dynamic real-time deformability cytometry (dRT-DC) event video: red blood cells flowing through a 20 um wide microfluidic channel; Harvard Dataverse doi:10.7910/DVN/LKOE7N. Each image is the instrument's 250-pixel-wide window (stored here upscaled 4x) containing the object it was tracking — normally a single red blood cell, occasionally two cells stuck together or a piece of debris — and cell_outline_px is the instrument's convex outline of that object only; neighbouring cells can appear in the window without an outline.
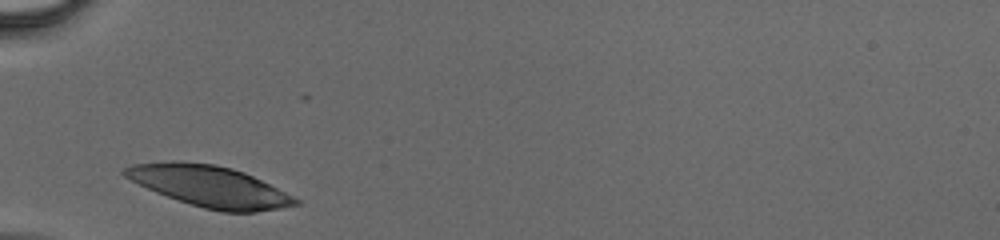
{"species": "human", "species_latin": "Homo sapiens", "temperature_condition": "cold", "stored_images_in_passage": 23, "camera_frame_rate_fps": 3000, "um_per_image_px": 0.085, "donor": {"sex": "male"}, "frame": {"image": 1, "passage_image": 1, "time_ms": 0.0, "image_size_px": [1000, 240], "cell_outline_px": [[300, 204], [280, 208], [256, 212], [224, 212], [204, 208], [156, 192], [124, 176], [120, 172], [124, 168], [132, 164], [216, 164], [232, 168], [244, 172], [300, 200]], "centroid_in_image_um": [17.88, 15.88], "position_along_channel_um": 67.1, "area_um2": 39.25}}
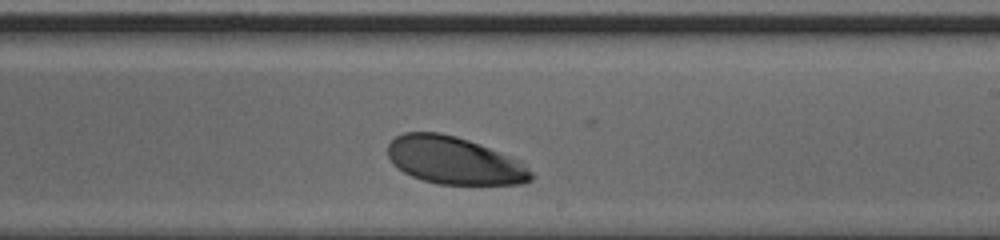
{"frame": {"image": 2, "passage_image": 14, "time_ms": 4.333, "image_size_px": [1000, 240], "cell_outline_px": [[532, 180], [520, 184], [436, 184], [412, 176], [404, 172], [392, 164], [388, 156], [388, 144], [396, 136], [404, 132], [440, 132], [456, 136], [468, 140], [520, 160], [532, 172]], "centroid_in_image_um": [38.59, 13.64], "position_along_channel_um": 250.4, "area_um2": 39.54}}
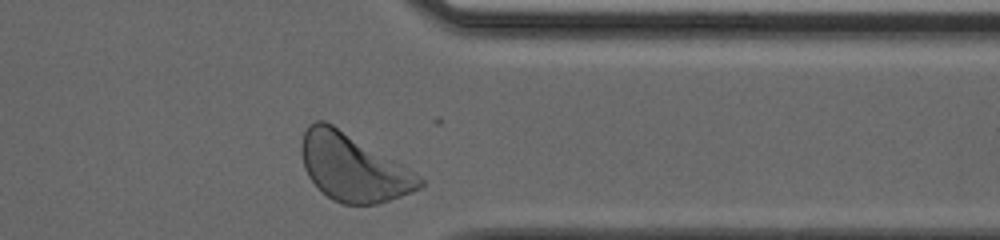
{"frame": {"image": 3, "passage_image": 23, "time_ms": 7.333, "image_size_px": [1000, 240], "cell_outline_px": [[424, 184], [420, 188], [412, 192], [376, 204], [344, 204], [332, 200], [308, 176], [304, 168], [300, 152], [300, 144], [304, 132], [308, 124], [316, 120], [324, 120], [332, 124], [404, 164], [420, 176], [424, 180]], "centroid_in_image_um": [30.01, 14.22], "position_along_channel_um": 381.4, "area_um2": 46.3}}